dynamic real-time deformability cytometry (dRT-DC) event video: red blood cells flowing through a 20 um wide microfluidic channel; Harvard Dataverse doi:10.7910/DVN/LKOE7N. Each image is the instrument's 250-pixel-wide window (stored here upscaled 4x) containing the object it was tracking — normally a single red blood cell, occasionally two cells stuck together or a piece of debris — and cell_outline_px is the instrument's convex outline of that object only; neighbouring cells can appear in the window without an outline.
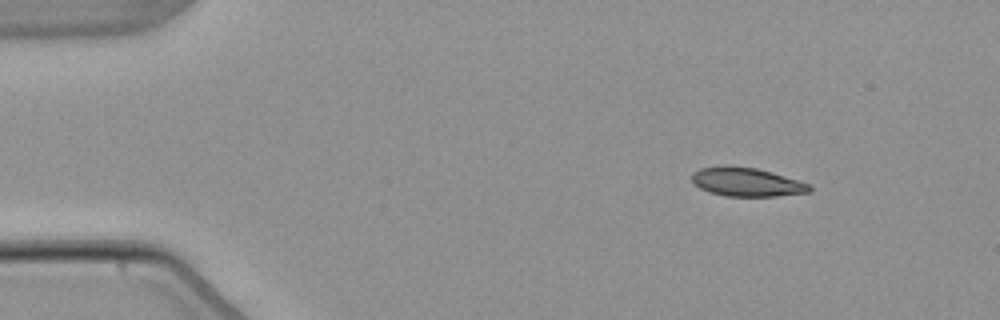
{"species": "common noctule bat (a hibernating species)", "species_latin": "Nyctalus noctula", "temperature_condition": "warm", "stored_images_in_passage": 4, "camera_frame_rate_fps": 3000, "um_per_image_px": 0.085, "animal": {"sex": "male", "body_mass_g": 21.5, "forearm_length_mm": 52.0}, "frame": {"image": 1, "passage_image": 1, "time_ms": 0.0, "image_size_px": [1000, 320], "cell_outline_px": [[812, 188], [808, 192], [776, 196], [724, 196], [708, 192], [700, 188], [692, 180], [692, 172], [700, 168], [724, 164], [756, 168], [772, 172], [808, 184]], "centroid_in_image_um": [63.39, 15.46], "position_along_channel_um": 21.6, "area_um2": 19.71}}
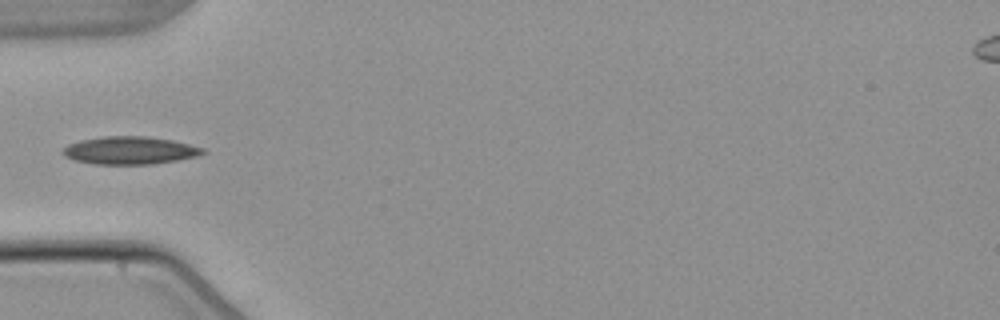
{"frame": {"image": 2, "passage_image": 4, "time_ms": 3.667, "image_size_px": [1000, 320], "cell_outline_px": [[208, 152], [196, 156], [176, 160], [152, 164], [92, 164], [72, 160], [64, 156], [60, 152], [68, 144], [80, 140], [104, 136], [144, 136], [172, 140], [204, 148]], "centroid_in_image_um": [10.99, 12.79], "position_along_channel_um": 74.0, "area_um2": 22.72}}